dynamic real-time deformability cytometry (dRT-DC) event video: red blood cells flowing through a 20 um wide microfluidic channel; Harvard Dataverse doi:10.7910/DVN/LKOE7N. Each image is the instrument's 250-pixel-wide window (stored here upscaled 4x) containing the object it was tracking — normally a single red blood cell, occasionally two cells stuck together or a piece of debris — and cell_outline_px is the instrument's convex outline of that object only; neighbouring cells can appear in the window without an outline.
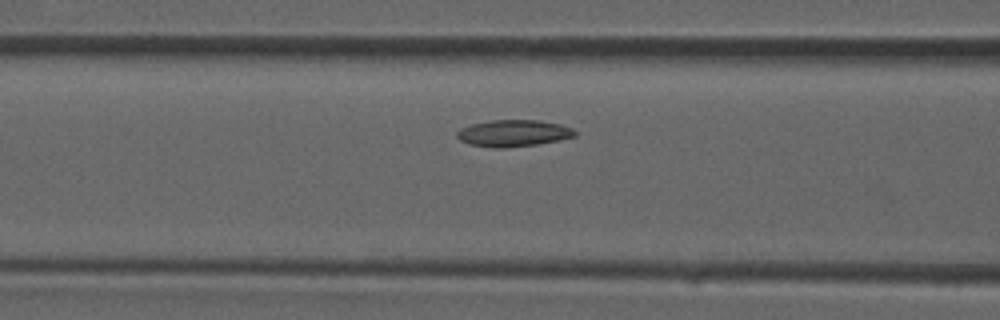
{"species": "common noctule bat (a hibernating species)", "species_latin": "Nyctalus noctula", "temperature_condition": "room temperature", "stored_images_in_passage": 22, "camera_frame_rate_fps": 3000, "um_per_image_px": 0.085, "animal": {"sex": "male", "forearm_length_mm": 52.5}, "frame": {"image": 1, "passage_image": 4, "time_ms": 1.0, "image_size_px": [1000, 320], "cell_outline_px": [[576, 136], [560, 140], [536, 144], [504, 148], [492, 148], [468, 144], [460, 140], [456, 136], [456, 132], [460, 128], [472, 124], [492, 120], [536, 120], [560, 124], [572, 128], [576, 132]], "centroid_in_image_um": [43.62, 11.33], "position_along_channel_um": 123.0, "area_um2": 18.38}}
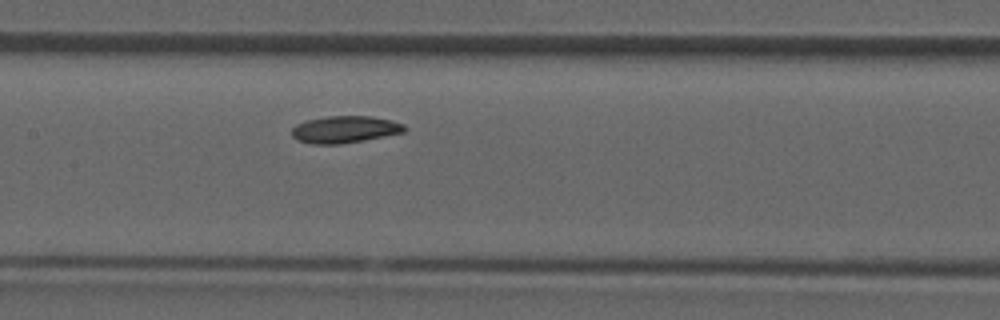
{"frame": {"image": 2, "passage_image": 7, "time_ms": 2.0, "image_size_px": [1000, 320], "cell_outline_px": [[408, 128], [404, 132], [364, 140], [340, 144], [312, 144], [296, 140], [292, 136], [292, 128], [296, 124], [308, 120], [324, 116], [372, 116], [392, 120], [404, 124]], "centroid_in_image_um": [29.31, 11.0], "position_along_channel_um": 178.1, "area_um2": 17.86}}